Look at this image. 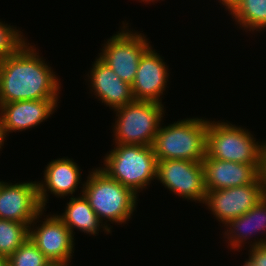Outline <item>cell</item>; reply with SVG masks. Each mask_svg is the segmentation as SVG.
Segmentation results:
<instances>
[{"label":"cell","mask_w":266,"mask_h":266,"mask_svg":"<svg viewBox=\"0 0 266 266\" xmlns=\"http://www.w3.org/2000/svg\"><path fill=\"white\" fill-rule=\"evenodd\" d=\"M28 45L0 60V103L58 99V78Z\"/></svg>","instance_id":"1"},{"label":"cell","mask_w":266,"mask_h":266,"mask_svg":"<svg viewBox=\"0 0 266 266\" xmlns=\"http://www.w3.org/2000/svg\"><path fill=\"white\" fill-rule=\"evenodd\" d=\"M208 123L202 118H188L160 126L152 144L157 161H202L206 155Z\"/></svg>","instance_id":"2"},{"label":"cell","mask_w":266,"mask_h":266,"mask_svg":"<svg viewBox=\"0 0 266 266\" xmlns=\"http://www.w3.org/2000/svg\"><path fill=\"white\" fill-rule=\"evenodd\" d=\"M258 143L244 128L225 122L208 123L206 154L210 158L242 164L266 165V142Z\"/></svg>","instance_id":"3"},{"label":"cell","mask_w":266,"mask_h":266,"mask_svg":"<svg viewBox=\"0 0 266 266\" xmlns=\"http://www.w3.org/2000/svg\"><path fill=\"white\" fill-rule=\"evenodd\" d=\"M82 184V194L100 221L124 223L131 218L137 196L129 188L109 177L100 168L95 169Z\"/></svg>","instance_id":"4"},{"label":"cell","mask_w":266,"mask_h":266,"mask_svg":"<svg viewBox=\"0 0 266 266\" xmlns=\"http://www.w3.org/2000/svg\"><path fill=\"white\" fill-rule=\"evenodd\" d=\"M117 145L104 159L100 168L109 177L131 189L135 194L156 179L157 158L152 146Z\"/></svg>","instance_id":"5"},{"label":"cell","mask_w":266,"mask_h":266,"mask_svg":"<svg viewBox=\"0 0 266 266\" xmlns=\"http://www.w3.org/2000/svg\"><path fill=\"white\" fill-rule=\"evenodd\" d=\"M162 103L133 100L115 111L116 144L152 146L164 114Z\"/></svg>","instance_id":"6"},{"label":"cell","mask_w":266,"mask_h":266,"mask_svg":"<svg viewBox=\"0 0 266 266\" xmlns=\"http://www.w3.org/2000/svg\"><path fill=\"white\" fill-rule=\"evenodd\" d=\"M123 27L122 32L114 34L104 44L99 58L114 70L120 79L132 85L139 61L151 46L141 33H133L128 29L124 31L126 27Z\"/></svg>","instance_id":"7"},{"label":"cell","mask_w":266,"mask_h":266,"mask_svg":"<svg viewBox=\"0 0 266 266\" xmlns=\"http://www.w3.org/2000/svg\"><path fill=\"white\" fill-rule=\"evenodd\" d=\"M265 195L266 174L264 173L251 184L208 191L204 203L226 226L230 220L249 211Z\"/></svg>","instance_id":"8"},{"label":"cell","mask_w":266,"mask_h":266,"mask_svg":"<svg viewBox=\"0 0 266 266\" xmlns=\"http://www.w3.org/2000/svg\"><path fill=\"white\" fill-rule=\"evenodd\" d=\"M157 180L174 194L188 200L204 203L206 188L202 161L163 160L157 161Z\"/></svg>","instance_id":"9"},{"label":"cell","mask_w":266,"mask_h":266,"mask_svg":"<svg viewBox=\"0 0 266 266\" xmlns=\"http://www.w3.org/2000/svg\"><path fill=\"white\" fill-rule=\"evenodd\" d=\"M38 182L6 183L0 181V219L34 225L42 215Z\"/></svg>","instance_id":"10"},{"label":"cell","mask_w":266,"mask_h":266,"mask_svg":"<svg viewBox=\"0 0 266 266\" xmlns=\"http://www.w3.org/2000/svg\"><path fill=\"white\" fill-rule=\"evenodd\" d=\"M202 166L206 192L254 183L266 171V165L217 160L207 154Z\"/></svg>","instance_id":"11"},{"label":"cell","mask_w":266,"mask_h":266,"mask_svg":"<svg viewBox=\"0 0 266 266\" xmlns=\"http://www.w3.org/2000/svg\"><path fill=\"white\" fill-rule=\"evenodd\" d=\"M42 223L36 229H29V238L51 262L68 264L75 237L56 215L48 216Z\"/></svg>","instance_id":"12"},{"label":"cell","mask_w":266,"mask_h":266,"mask_svg":"<svg viewBox=\"0 0 266 266\" xmlns=\"http://www.w3.org/2000/svg\"><path fill=\"white\" fill-rule=\"evenodd\" d=\"M57 101L40 99L0 103V123L5 137L9 132L26 130L46 120L53 114Z\"/></svg>","instance_id":"13"},{"label":"cell","mask_w":266,"mask_h":266,"mask_svg":"<svg viewBox=\"0 0 266 266\" xmlns=\"http://www.w3.org/2000/svg\"><path fill=\"white\" fill-rule=\"evenodd\" d=\"M151 47L141 57L132 86L135 100L162 103L160 95L166 89L169 73L165 62Z\"/></svg>","instance_id":"14"},{"label":"cell","mask_w":266,"mask_h":266,"mask_svg":"<svg viewBox=\"0 0 266 266\" xmlns=\"http://www.w3.org/2000/svg\"><path fill=\"white\" fill-rule=\"evenodd\" d=\"M91 86L102 103L116 110L134 99L132 86L120 79L99 57L90 71Z\"/></svg>","instance_id":"15"},{"label":"cell","mask_w":266,"mask_h":266,"mask_svg":"<svg viewBox=\"0 0 266 266\" xmlns=\"http://www.w3.org/2000/svg\"><path fill=\"white\" fill-rule=\"evenodd\" d=\"M44 172L45 183H38L39 200L44 209L48 199L46 192L50 190L52 194L61 198L73 194L80 183L79 167L68 158L51 161Z\"/></svg>","instance_id":"16"},{"label":"cell","mask_w":266,"mask_h":266,"mask_svg":"<svg viewBox=\"0 0 266 266\" xmlns=\"http://www.w3.org/2000/svg\"><path fill=\"white\" fill-rule=\"evenodd\" d=\"M228 228L225 232L230 241L231 249H238L242 246L243 241L248 239L251 233L256 231H266V195L263 196L249 211L238 218L230 220L227 223ZM228 232V233H227ZM266 244V237L263 240L260 238L258 241L253 242L250 246Z\"/></svg>","instance_id":"17"},{"label":"cell","mask_w":266,"mask_h":266,"mask_svg":"<svg viewBox=\"0 0 266 266\" xmlns=\"http://www.w3.org/2000/svg\"><path fill=\"white\" fill-rule=\"evenodd\" d=\"M56 216L69 228L73 236L74 228L95 235L99 231L98 228L100 229L99 226H103L83 194L81 197H71L65 212Z\"/></svg>","instance_id":"18"},{"label":"cell","mask_w":266,"mask_h":266,"mask_svg":"<svg viewBox=\"0 0 266 266\" xmlns=\"http://www.w3.org/2000/svg\"><path fill=\"white\" fill-rule=\"evenodd\" d=\"M231 15L244 29L260 31L266 27V0H241Z\"/></svg>","instance_id":"19"},{"label":"cell","mask_w":266,"mask_h":266,"mask_svg":"<svg viewBox=\"0 0 266 266\" xmlns=\"http://www.w3.org/2000/svg\"><path fill=\"white\" fill-rule=\"evenodd\" d=\"M30 228L26 223L0 219V257L11 256L29 238Z\"/></svg>","instance_id":"20"},{"label":"cell","mask_w":266,"mask_h":266,"mask_svg":"<svg viewBox=\"0 0 266 266\" xmlns=\"http://www.w3.org/2000/svg\"><path fill=\"white\" fill-rule=\"evenodd\" d=\"M10 266H47L51 261L28 238L11 256Z\"/></svg>","instance_id":"21"},{"label":"cell","mask_w":266,"mask_h":266,"mask_svg":"<svg viewBox=\"0 0 266 266\" xmlns=\"http://www.w3.org/2000/svg\"><path fill=\"white\" fill-rule=\"evenodd\" d=\"M22 37L21 31L0 22V60L15 55L27 44Z\"/></svg>","instance_id":"22"},{"label":"cell","mask_w":266,"mask_h":266,"mask_svg":"<svg viewBox=\"0 0 266 266\" xmlns=\"http://www.w3.org/2000/svg\"><path fill=\"white\" fill-rule=\"evenodd\" d=\"M250 260L254 266H266V244L251 246Z\"/></svg>","instance_id":"23"},{"label":"cell","mask_w":266,"mask_h":266,"mask_svg":"<svg viewBox=\"0 0 266 266\" xmlns=\"http://www.w3.org/2000/svg\"><path fill=\"white\" fill-rule=\"evenodd\" d=\"M220 2L231 13L238 6L241 0H220Z\"/></svg>","instance_id":"24"},{"label":"cell","mask_w":266,"mask_h":266,"mask_svg":"<svg viewBox=\"0 0 266 266\" xmlns=\"http://www.w3.org/2000/svg\"><path fill=\"white\" fill-rule=\"evenodd\" d=\"M4 140H5V134H4L2 125L0 123V149H1V146H3L2 144H4Z\"/></svg>","instance_id":"25"},{"label":"cell","mask_w":266,"mask_h":266,"mask_svg":"<svg viewBox=\"0 0 266 266\" xmlns=\"http://www.w3.org/2000/svg\"><path fill=\"white\" fill-rule=\"evenodd\" d=\"M0 266H10L8 258L0 257Z\"/></svg>","instance_id":"26"},{"label":"cell","mask_w":266,"mask_h":266,"mask_svg":"<svg viewBox=\"0 0 266 266\" xmlns=\"http://www.w3.org/2000/svg\"><path fill=\"white\" fill-rule=\"evenodd\" d=\"M69 264L60 263V262H51L47 266H68Z\"/></svg>","instance_id":"27"},{"label":"cell","mask_w":266,"mask_h":266,"mask_svg":"<svg viewBox=\"0 0 266 266\" xmlns=\"http://www.w3.org/2000/svg\"><path fill=\"white\" fill-rule=\"evenodd\" d=\"M243 266H254V263L249 258L248 261H245V264Z\"/></svg>","instance_id":"28"},{"label":"cell","mask_w":266,"mask_h":266,"mask_svg":"<svg viewBox=\"0 0 266 266\" xmlns=\"http://www.w3.org/2000/svg\"><path fill=\"white\" fill-rule=\"evenodd\" d=\"M141 1H143V2H144V1H145V2L152 1V2H153L154 0H141Z\"/></svg>","instance_id":"29"}]
</instances>
